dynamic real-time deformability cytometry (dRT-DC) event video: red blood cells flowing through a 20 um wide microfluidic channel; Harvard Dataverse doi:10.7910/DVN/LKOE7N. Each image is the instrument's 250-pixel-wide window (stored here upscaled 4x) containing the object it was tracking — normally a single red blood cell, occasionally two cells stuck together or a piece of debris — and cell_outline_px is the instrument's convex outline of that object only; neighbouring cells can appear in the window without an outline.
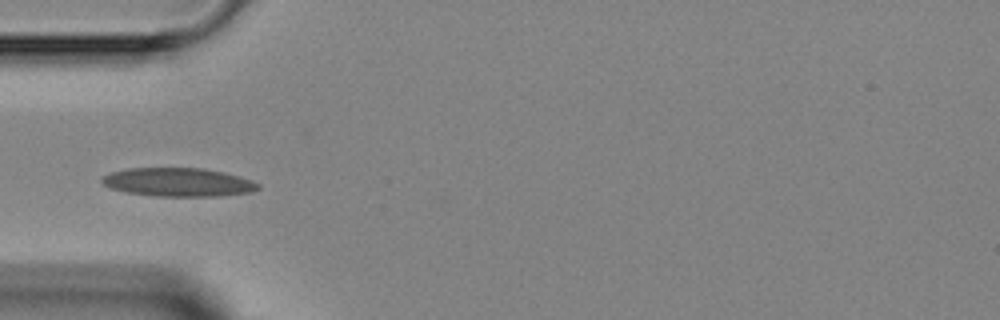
{"species": "Egyptian fruit bat (a non-hibernating species)", "species_latin": "Rousettus aegyptiacus", "temperature_condition": "room temperature", "stored_images_in_passage": 5, "camera_frame_rate_fps": 3000, "um_per_image_px": 0.085, "animal": {"sex": "female"}, "frame": {"image": 1, "passage_image": 5, "time_ms": 4.667, "image_size_px": [1000, 320], "cell_outline_px": [[260, 188], [252, 192], [220, 196], [156, 196], [128, 192], [112, 188], [104, 184], [100, 180], [100, 176], [108, 172], [128, 168], [204, 168], [224, 172], [240, 176], [252, 180], [260, 184]], "centroid_in_image_um": [15.16, 15.48], "position_along_channel_um": 69.8, "area_um2": 26.18}}